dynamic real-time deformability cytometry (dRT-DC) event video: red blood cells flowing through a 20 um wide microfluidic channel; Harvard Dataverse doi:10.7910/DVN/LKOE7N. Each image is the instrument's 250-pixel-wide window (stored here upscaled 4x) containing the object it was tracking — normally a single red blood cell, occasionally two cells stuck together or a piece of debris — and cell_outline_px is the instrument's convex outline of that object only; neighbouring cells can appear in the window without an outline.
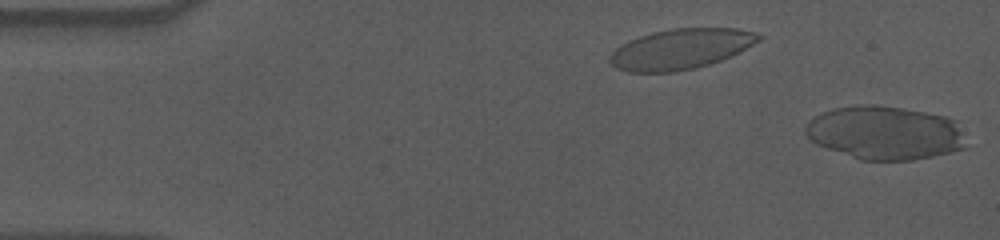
{"species": "human", "species_latin": "Homo sapiens", "temperature_condition": "cold", "stored_images_in_passage": 4, "segment_of_instrument_passage": [2, 2], "camera_frame_rate_fps": 3000, "um_per_image_px": 0.085, "donor": {"sex": "male"}, "frame": {"image": 1, "passage_image": 4, "time_ms": 1.0, "image_size_px": [1000, 240], "cell_outline_px": [[964, 148], [952, 152], [912, 160], [860, 160], [816, 144], [804, 132], [804, 124], [808, 120], [832, 108], [860, 104], [876, 104], [948, 116], [956, 120]], "centroid_in_image_um": [75.16, 11.28], "position_along_channel_um": 9.8, "area_um2": 49.94}}